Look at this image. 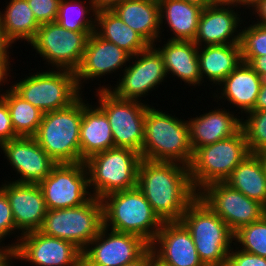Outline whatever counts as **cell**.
I'll list each match as a JSON object with an SVG mask.
<instances>
[{"instance_id":"6da1fadb","label":"cell","mask_w":266,"mask_h":266,"mask_svg":"<svg viewBox=\"0 0 266 266\" xmlns=\"http://www.w3.org/2000/svg\"><path fill=\"white\" fill-rule=\"evenodd\" d=\"M137 188L162 222H180L188 205L198 196L191 184L189 167L176 162L142 158Z\"/></svg>"},{"instance_id":"7a4b0ae2","label":"cell","mask_w":266,"mask_h":266,"mask_svg":"<svg viewBox=\"0 0 266 266\" xmlns=\"http://www.w3.org/2000/svg\"><path fill=\"white\" fill-rule=\"evenodd\" d=\"M156 109L150 104L146 110L141 157L189 167L193 149L187 120L163 112L160 108Z\"/></svg>"},{"instance_id":"3957f363","label":"cell","mask_w":266,"mask_h":266,"mask_svg":"<svg viewBox=\"0 0 266 266\" xmlns=\"http://www.w3.org/2000/svg\"><path fill=\"white\" fill-rule=\"evenodd\" d=\"M180 222L190 232L205 266H226L234 246V233L205 202L197 196L188 205Z\"/></svg>"},{"instance_id":"277c9868","label":"cell","mask_w":266,"mask_h":266,"mask_svg":"<svg viewBox=\"0 0 266 266\" xmlns=\"http://www.w3.org/2000/svg\"><path fill=\"white\" fill-rule=\"evenodd\" d=\"M101 200L106 228L134 234L149 245L152 243L163 222L137 187L110 193Z\"/></svg>"},{"instance_id":"5b68a950","label":"cell","mask_w":266,"mask_h":266,"mask_svg":"<svg viewBox=\"0 0 266 266\" xmlns=\"http://www.w3.org/2000/svg\"><path fill=\"white\" fill-rule=\"evenodd\" d=\"M82 94L70 106L46 112L34 136L42 149L57 163H79Z\"/></svg>"},{"instance_id":"8992f818","label":"cell","mask_w":266,"mask_h":266,"mask_svg":"<svg viewBox=\"0 0 266 266\" xmlns=\"http://www.w3.org/2000/svg\"><path fill=\"white\" fill-rule=\"evenodd\" d=\"M141 154L128 148H111L87 158L91 195L102 199L106 195L137 187Z\"/></svg>"},{"instance_id":"52a82bcc","label":"cell","mask_w":266,"mask_h":266,"mask_svg":"<svg viewBox=\"0 0 266 266\" xmlns=\"http://www.w3.org/2000/svg\"><path fill=\"white\" fill-rule=\"evenodd\" d=\"M250 153L241 129L236 135L197 148L189 165L191 184L198 193L213 182H225L235 167Z\"/></svg>"},{"instance_id":"ba28073f","label":"cell","mask_w":266,"mask_h":266,"mask_svg":"<svg viewBox=\"0 0 266 266\" xmlns=\"http://www.w3.org/2000/svg\"><path fill=\"white\" fill-rule=\"evenodd\" d=\"M28 75L12 81V89L44 113L66 108L83 94L75 72L51 68Z\"/></svg>"},{"instance_id":"9c48e42d","label":"cell","mask_w":266,"mask_h":266,"mask_svg":"<svg viewBox=\"0 0 266 266\" xmlns=\"http://www.w3.org/2000/svg\"><path fill=\"white\" fill-rule=\"evenodd\" d=\"M103 226L102 200L92 196L78 207L48 210L39 231L69 241L83 251Z\"/></svg>"},{"instance_id":"30bf717a","label":"cell","mask_w":266,"mask_h":266,"mask_svg":"<svg viewBox=\"0 0 266 266\" xmlns=\"http://www.w3.org/2000/svg\"><path fill=\"white\" fill-rule=\"evenodd\" d=\"M96 96L98 101L95 104H98L109 121L114 147L128 148L141 154L145 114L150 105L144 100L120 99L108 89L96 90Z\"/></svg>"},{"instance_id":"8fae6325","label":"cell","mask_w":266,"mask_h":266,"mask_svg":"<svg viewBox=\"0 0 266 266\" xmlns=\"http://www.w3.org/2000/svg\"><path fill=\"white\" fill-rule=\"evenodd\" d=\"M94 31H71L57 22L41 24L29 43L49 69L75 72L79 67L89 36ZM48 62V63H47Z\"/></svg>"},{"instance_id":"7c38bea8","label":"cell","mask_w":266,"mask_h":266,"mask_svg":"<svg viewBox=\"0 0 266 266\" xmlns=\"http://www.w3.org/2000/svg\"><path fill=\"white\" fill-rule=\"evenodd\" d=\"M121 75L115 86L106 84L95 90L108 89L120 99L141 101L150 91L166 83L168 77L162 56L153 45L131 56Z\"/></svg>"},{"instance_id":"4fadbf2b","label":"cell","mask_w":266,"mask_h":266,"mask_svg":"<svg viewBox=\"0 0 266 266\" xmlns=\"http://www.w3.org/2000/svg\"><path fill=\"white\" fill-rule=\"evenodd\" d=\"M38 185L48 210L78 207L92 197L84 162L56 164Z\"/></svg>"},{"instance_id":"5bb4252c","label":"cell","mask_w":266,"mask_h":266,"mask_svg":"<svg viewBox=\"0 0 266 266\" xmlns=\"http://www.w3.org/2000/svg\"><path fill=\"white\" fill-rule=\"evenodd\" d=\"M205 202L231 229L233 233L243 226L261 220L266 215V207L249 199L225 182H213L198 192Z\"/></svg>"},{"instance_id":"9a60e30c","label":"cell","mask_w":266,"mask_h":266,"mask_svg":"<svg viewBox=\"0 0 266 266\" xmlns=\"http://www.w3.org/2000/svg\"><path fill=\"white\" fill-rule=\"evenodd\" d=\"M150 245L134 234L121 233L103 226L82 251L84 266H124L139 259Z\"/></svg>"},{"instance_id":"2e32d148","label":"cell","mask_w":266,"mask_h":266,"mask_svg":"<svg viewBox=\"0 0 266 266\" xmlns=\"http://www.w3.org/2000/svg\"><path fill=\"white\" fill-rule=\"evenodd\" d=\"M0 189L9 201L17 231V237L15 236L17 239L11 244L8 242L6 248L15 249L23 234L40 230L48 209L38 184L18 183L4 179Z\"/></svg>"},{"instance_id":"e0dca14e","label":"cell","mask_w":266,"mask_h":266,"mask_svg":"<svg viewBox=\"0 0 266 266\" xmlns=\"http://www.w3.org/2000/svg\"><path fill=\"white\" fill-rule=\"evenodd\" d=\"M240 9L228 1H218L203 8L193 42L198 47L240 44V28L243 27L240 25L244 24L246 20L241 16V14H246L242 13Z\"/></svg>"},{"instance_id":"ac0fdd59","label":"cell","mask_w":266,"mask_h":266,"mask_svg":"<svg viewBox=\"0 0 266 266\" xmlns=\"http://www.w3.org/2000/svg\"><path fill=\"white\" fill-rule=\"evenodd\" d=\"M21 262L35 266H79L82 251L73 243L40 231L23 234L14 249Z\"/></svg>"},{"instance_id":"d6986e66","label":"cell","mask_w":266,"mask_h":266,"mask_svg":"<svg viewBox=\"0 0 266 266\" xmlns=\"http://www.w3.org/2000/svg\"><path fill=\"white\" fill-rule=\"evenodd\" d=\"M0 150L18 177L11 181L18 183L39 184L57 164L34 137H17L3 142Z\"/></svg>"},{"instance_id":"ffe728a7","label":"cell","mask_w":266,"mask_h":266,"mask_svg":"<svg viewBox=\"0 0 266 266\" xmlns=\"http://www.w3.org/2000/svg\"><path fill=\"white\" fill-rule=\"evenodd\" d=\"M130 58L131 55L128 52L101 38L94 31L88 38L81 63L75 71L79 89L82 91L84 84H89L90 79L94 81V79H100L119 71L120 76Z\"/></svg>"},{"instance_id":"44dd1931","label":"cell","mask_w":266,"mask_h":266,"mask_svg":"<svg viewBox=\"0 0 266 266\" xmlns=\"http://www.w3.org/2000/svg\"><path fill=\"white\" fill-rule=\"evenodd\" d=\"M150 249L160 266H205L190 232L181 222H163Z\"/></svg>"},{"instance_id":"7402d4cb","label":"cell","mask_w":266,"mask_h":266,"mask_svg":"<svg viewBox=\"0 0 266 266\" xmlns=\"http://www.w3.org/2000/svg\"><path fill=\"white\" fill-rule=\"evenodd\" d=\"M263 79L253 70V68L245 62H241L218 86L214 94H212L214 101L227 103L231 107H236L242 116L252 111L255 107L257 96L260 92V87ZM217 92V93H216ZM220 99V100H219ZM224 100V101H222Z\"/></svg>"},{"instance_id":"603a6c76","label":"cell","mask_w":266,"mask_h":266,"mask_svg":"<svg viewBox=\"0 0 266 266\" xmlns=\"http://www.w3.org/2000/svg\"><path fill=\"white\" fill-rule=\"evenodd\" d=\"M235 113V114H234ZM236 112L214 107L195 118H188L190 143L193 152L200 147L236 135L241 130L242 118Z\"/></svg>"},{"instance_id":"cb8c5ba5","label":"cell","mask_w":266,"mask_h":266,"mask_svg":"<svg viewBox=\"0 0 266 266\" xmlns=\"http://www.w3.org/2000/svg\"><path fill=\"white\" fill-rule=\"evenodd\" d=\"M163 46L154 44L153 46L159 51L162 56L163 63L168 78L175 77L184 85L203 86L199 60L198 46L193 41H171L165 40ZM157 46V47H156Z\"/></svg>"},{"instance_id":"d4e9b609","label":"cell","mask_w":266,"mask_h":266,"mask_svg":"<svg viewBox=\"0 0 266 266\" xmlns=\"http://www.w3.org/2000/svg\"><path fill=\"white\" fill-rule=\"evenodd\" d=\"M82 97V121L80 126L81 162L90 156L114 148L113 135L106 114ZM87 102V103H86Z\"/></svg>"},{"instance_id":"484cf974","label":"cell","mask_w":266,"mask_h":266,"mask_svg":"<svg viewBox=\"0 0 266 266\" xmlns=\"http://www.w3.org/2000/svg\"><path fill=\"white\" fill-rule=\"evenodd\" d=\"M112 11L150 45L162 42L158 0H123Z\"/></svg>"},{"instance_id":"4316f807","label":"cell","mask_w":266,"mask_h":266,"mask_svg":"<svg viewBox=\"0 0 266 266\" xmlns=\"http://www.w3.org/2000/svg\"><path fill=\"white\" fill-rule=\"evenodd\" d=\"M158 1L160 5L161 36L164 31L163 27L167 25L165 27H169L167 32H172L171 37L167 40L193 41L197 33L199 18L203 7L184 0Z\"/></svg>"},{"instance_id":"83f0119b","label":"cell","mask_w":266,"mask_h":266,"mask_svg":"<svg viewBox=\"0 0 266 266\" xmlns=\"http://www.w3.org/2000/svg\"><path fill=\"white\" fill-rule=\"evenodd\" d=\"M198 60L202 83L209 81L212 88L218 87L242 62L241 46L227 44L198 47Z\"/></svg>"},{"instance_id":"f1b7e54d","label":"cell","mask_w":266,"mask_h":266,"mask_svg":"<svg viewBox=\"0 0 266 266\" xmlns=\"http://www.w3.org/2000/svg\"><path fill=\"white\" fill-rule=\"evenodd\" d=\"M95 18V32L101 38L124 49L131 56L150 46L139 33L127 26L112 10L97 11Z\"/></svg>"},{"instance_id":"f546056e","label":"cell","mask_w":266,"mask_h":266,"mask_svg":"<svg viewBox=\"0 0 266 266\" xmlns=\"http://www.w3.org/2000/svg\"><path fill=\"white\" fill-rule=\"evenodd\" d=\"M225 183L266 207V176L256 154H249L239 163Z\"/></svg>"},{"instance_id":"4dcf8cb0","label":"cell","mask_w":266,"mask_h":266,"mask_svg":"<svg viewBox=\"0 0 266 266\" xmlns=\"http://www.w3.org/2000/svg\"><path fill=\"white\" fill-rule=\"evenodd\" d=\"M6 4L4 11H0V20L7 38L13 44L19 40L29 44L41 24L36 20L27 0H9Z\"/></svg>"},{"instance_id":"1f68e13d","label":"cell","mask_w":266,"mask_h":266,"mask_svg":"<svg viewBox=\"0 0 266 266\" xmlns=\"http://www.w3.org/2000/svg\"><path fill=\"white\" fill-rule=\"evenodd\" d=\"M2 98L6 101L13 129L18 137H34L44 112L19 96L12 88Z\"/></svg>"},{"instance_id":"d6a6232c","label":"cell","mask_w":266,"mask_h":266,"mask_svg":"<svg viewBox=\"0 0 266 266\" xmlns=\"http://www.w3.org/2000/svg\"><path fill=\"white\" fill-rule=\"evenodd\" d=\"M96 12L91 0H60L56 22L71 31H95Z\"/></svg>"},{"instance_id":"836d02e7","label":"cell","mask_w":266,"mask_h":266,"mask_svg":"<svg viewBox=\"0 0 266 266\" xmlns=\"http://www.w3.org/2000/svg\"><path fill=\"white\" fill-rule=\"evenodd\" d=\"M234 245L244 252L266 258V215L236 231Z\"/></svg>"},{"instance_id":"e575fe53","label":"cell","mask_w":266,"mask_h":266,"mask_svg":"<svg viewBox=\"0 0 266 266\" xmlns=\"http://www.w3.org/2000/svg\"><path fill=\"white\" fill-rule=\"evenodd\" d=\"M251 23L242 25L240 40L242 61L248 64L255 57L266 56V27Z\"/></svg>"},{"instance_id":"d590c367","label":"cell","mask_w":266,"mask_h":266,"mask_svg":"<svg viewBox=\"0 0 266 266\" xmlns=\"http://www.w3.org/2000/svg\"><path fill=\"white\" fill-rule=\"evenodd\" d=\"M241 118L248 149L251 154H256L266 147V110L250 111Z\"/></svg>"},{"instance_id":"8d00e7d4","label":"cell","mask_w":266,"mask_h":266,"mask_svg":"<svg viewBox=\"0 0 266 266\" xmlns=\"http://www.w3.org/2000/svg\"><path fill=\"white\" fill-rule=\"evenodd\" d=\"M40 24L56 22L60 0H27Z\"/></svg>"},{"instance_id":"74e56055","label":"cell","mask_w":266,"mask_h":266,"mask_svg":"<svg viewBox=\"0 0 266 266\" xmlns=\"http://www.w3.org/2000/svg\"><path fill=\"white\" fill-rule=\"evenodd\" d=\"M15 232L17 233L11 206L5 193L0 189V244L5 246L3 242L6 237L16 234Z\"/></svg>"},{"instance_id":"f35d334b","label":"cell","mask_w":266,"mask_h":266,"mask_svg":"<svg viewBox=\"0 0 266 266\" xmlns=\"http://www.w3.org/2000/svg\"><path fill=\"white\" fill-rule=\"evenodd\" d=\"M234 247L229 252L226 266H266L265 257L244 252L235 245Z\"/></svg>"},{"instance_id":"ab89813d","label":"cell","mask_w":266,"mask_h":266,"mask_svg":"<svg viewBox=\"0 0 266 266\" xmlns=\"http://www.w3.org/2000/svg\"><path fill=\"white\" fill-rule=\"evenodd\" d=\"M6 101L0 97V145L17 138Z\"/></svg>"},{"instance_id":"60d3db41","label":"cell","mask_w":266,"mask_h":266,"mask_svg":"<svg viewBox=\"0 0 266 266\" xmlns=\"http://www.w3.org/2000/svg\"><path fill=\"white\" fill-rule=\"evenodd\" d=\"M11 59L10 58H0V97H2L5 93L3 92V87L4 88H7L6 90L8 91L10 88H12V86H9V87H5V85H8V84H12V82L10 81V77L12 76L11 74V71L13 72V68L10 69L13 65H11L10 62H13V61H10ZM11 65V66H10ZM10 74V75H9ZM9 77V79H8ZM9 80V82H8ZM2 88V89H1Z\"/></svg>"},{"instance_id":"b9f144b4","label":"cell","mask_w":266,"mask_h":266,"mask_svg":"<svg viewBox=\"0 0 266 266\" xmlns=\"http://www.w3.org/2000/svg\"><path fill=\"white\" fill-rule=\"evenodd\" d=\"M250 11L251 12L247 14L255 15V17H257V21L256 19L252 21L258 25L266 27V0H259L251 7Z\"/></svg>"},{"instance_id":"7bdbcfd3","label":"cell","mask_w":266,"mask_h":266,"mask_svg":"<svg viewBox=\"0 0 266 266\" xmlns=\"http://www.w3.org/2000/svg\"><path fill=\"white\" fill-rule=\"evenodd\" d=\"M13 43L7 38L0 20V58H11L9 49H13Z\"/></svg>"},{"instance_id":"ee69618b","label":"cell","mask_w":266,"mask_h":266,"mask_svg":"<svg viewBox=\"0 0 266 266\" xmlns=\"http://www.w3.org/2000/svg\"><path fill=\"white\" fill-rule=\"evenodd\" d=\"M249 65L262 79H266V56L255 57Z\"/></svg>"},{"instance_id":"f6af8a7d","label":"cell","mask_w":266,"mask_h":266,"mask_svg":"<svg viewBox=\"0 0 266 266\" xmlns=\"http://www.w3.org/2000/svg\"><path fill=\"white\" fill-rule=\"evenodd\" d=\"M154 262L153 252L149 248L139 259L124 266H153Z\"/></svg>"},{"instance_id":"bcb514c9","label":"cell","mask_w":266,"mask_h":266,"mask_svg":"<svg viewBox=\"0 0 266 266\" xmlns=\"http://www.w3.org/2000/svg\"><path fill=\"white\" fill-rule=\"evenodd\" d=\"M266 110V79H263L260 92L257 96L255 107L252 111H264Z\"/></svg>"},{"instance_id":"7dc6e473","label":"cell","mask_w":266,"mask_h":266,"mask_svg":"<svg viewBox=\"0 0 266 266\" xmlns=\"http://www.w3.org/2000/svg\"><path fill=\"white\" fill-rule=\"evenodd\" d=\"M96 11L112 10L116 5L123 0H91Z\"/></svg>"},{"instance_id":"c3c4849f","label":"cell","mask_w":266,"mask_h":266,"mask_svg":"<svg viewBox=\"0 0 266 266\" xmlns=\"http://www.w3.org/2000/svg\"><path fill=\"white\" fill-rule=\"evenodd\" d=\"M14 260H19V256L14 249H7L1 256H0V266H14L12 265Z\"/></svg>"},{"instance_id":"681fc988","label":"cell","mask_w":266,"mask_h":266,"mask_svg":"<svg viewBox=\"0 0 266 266\" xmlns=\"http://www.w3.org/2000/svg\"><path fill=\"white\" fill-rule=\"evenodd\" d=\"M259 0H228L229 3L234 4L237 7H243L244 11L248 9V11L251 9L253 5H255Z\"/></svg>"},{"instance_id":"f907efd6","label":"cell","mask_w":266,"mask_h":266,"mask_svg":"<svg viewBox=\"0 0 266 266\" xmlns=\"http://www.w3.org/2000/svg\"><path fill=\"white\" fill-rule=\"evenodd\" d=\"M186 2L189 3H193V4H197L203 8L207 7V6H211L215 3H217L219 0H184Z\"/></svg>"},{"instance_id":"816d5d0a","label":"cell","mask_w":266,"mask_h":266,"mask_svg":"<svg viewBox=\"0 0 266 266\" xmlns=\"http://www.w3.org/2000/svg\"><path fill=\"white\" fill-rule=\"evenodd\" d=\"M256 155L258 156V158L260 159L263 165L265 176H266V147L258 151Z\"/></svg>"},{"instance_id":"f5cc1de1","label":"cell","mask_w":266,"mask_h":266,"mask_svg":"<svg viewBox=\"0 0 266 266\" xmlns=\"http://www.w3.org/2000/svg\"><path fill=\"white\" fill-rule=\"evenodd\" d=\"M7 250L6 246L0 244V256Z\"/></svg>"},{"instance_id":"db71d44e","label":"cell","mask_w":266,"mask_h":266,"mask_svg":"<svg viewBox=\"0 0 266 266\" xmlns=\"http://www.w3.org/2000/svg\"><path fill=\"white\" fill-rule=\"evenodd\" d=\"M153 266H160V265L154 262Z\"/></svg>"}]
</instances>
